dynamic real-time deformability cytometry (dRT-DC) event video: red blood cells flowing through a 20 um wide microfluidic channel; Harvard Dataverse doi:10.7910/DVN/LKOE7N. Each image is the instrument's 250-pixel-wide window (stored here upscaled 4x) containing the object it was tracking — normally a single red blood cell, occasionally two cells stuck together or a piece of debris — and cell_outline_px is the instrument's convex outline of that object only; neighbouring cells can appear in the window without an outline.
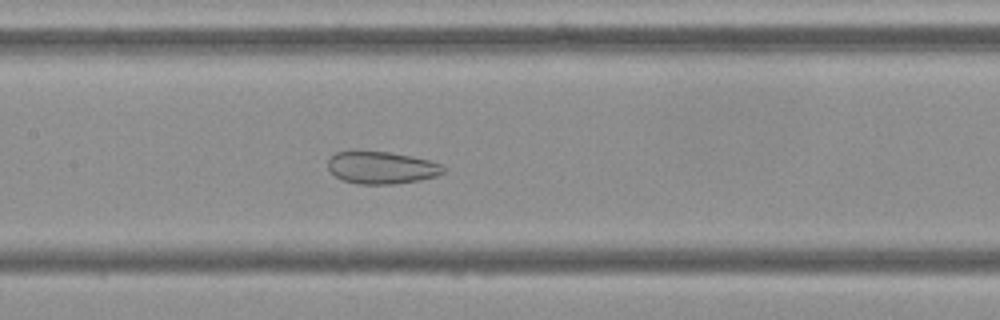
{"species": "Egyptian fruit bat (a non-hibernating species)", "species_latin": "Rousettus aegyptiacus", "temperature_condition": "cold", "stored_images_in_passage": 55, "camera_frame_rate_fps": 3000, "um_per_image_px": 0.085, "frame": {"image": 1, "passage_image": 26, "time_ms": 8.333, "image_size_px": [1000, 320], "cell_outline_px": [[444, 172], [436, 176], [420, 180], [396, 184], [360, 184], [344, 180], [336, 176], [328, 168], [328, 160], [336, 152], [352, 148], [388, 152], [412, 156], [428, 160], [440, 164], [444, 168]], "centroid_in_image_um": [32.39, 14.21], "position_along_channel_um": 175.0, "area_um2": 22.14}}
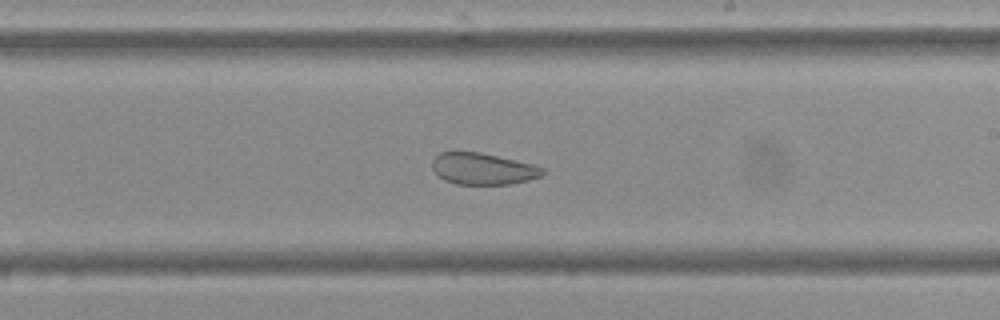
{"frame": {"image": 2, "passage_image": 32, "time_ms": 10.333, "image_size_px": [1000, 320], "cell_outline_px": [[544, 172], [540, 176], [528, 180], [508, 184], [456, 184], [444, 180], [432, 168], [432, 160], [440, 152], [480, 152], [532, 164], [544, 168]], "centroid_in_image_um": [41.03, 14.34], "position_along_channel_um": 248.0, "area_um2": 20.06}}
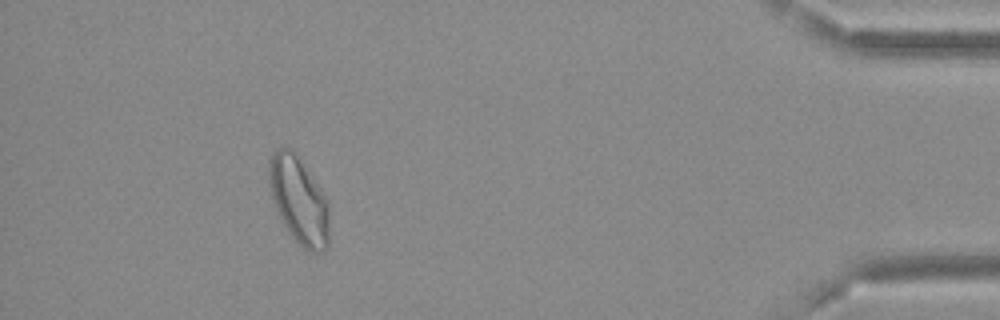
{"frame": {"image": 3, "passage_image": 50, "time_ms": 16.333, "image_size_px": [1000, 320], "cell_outline_px": [[328, 244], [324, 252], [308, 252], [288, 232], [276, 208], [272, 196], [268, 180], [268, 160], [272, 152], [276, 148], [292, 148], [320, 188], [328, 200]], "centroid_in_image_um": [25.39, 17.01], "position_along_channel_um": 409.8, "area_um2": 30.46}, "authors_computed_cell_mechanics": {"area_um2": 29.189, "velocity_mm_per_s": 3.6608, "shape_relaxation_time_tau1_ms": null, "shape_relaxation_time_tau2_ms": 1.6106, "deformation_change_tau1": null, "deformation_change_tau2": 0.0784}}